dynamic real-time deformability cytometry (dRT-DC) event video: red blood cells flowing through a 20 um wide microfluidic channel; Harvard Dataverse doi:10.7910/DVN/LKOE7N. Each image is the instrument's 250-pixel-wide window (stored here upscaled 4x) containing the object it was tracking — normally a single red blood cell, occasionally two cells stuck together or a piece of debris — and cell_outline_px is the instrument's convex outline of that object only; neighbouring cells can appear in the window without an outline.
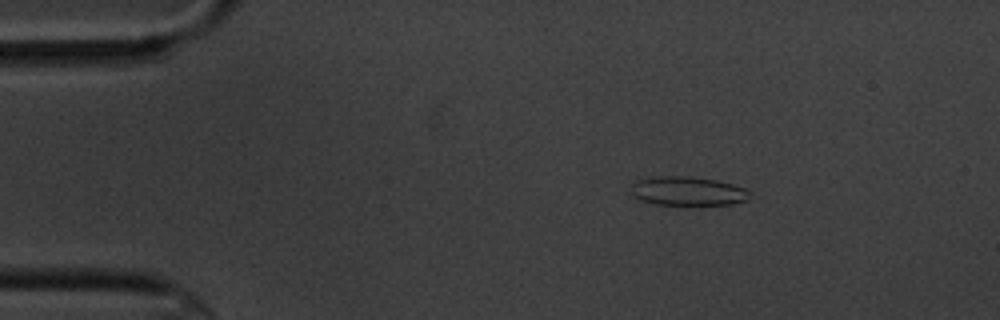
{"species": "common noctule bat (a hibernating species)", "species_latin": "Nyctalus noctula", "temperature_condition": "cold", "stored_images_in_passage": 56, "camera_frame_rate_fps": 3000, "um_per_image_px": 0.085, "animal": {"sex": "male", "body_mass_g": 20.1, "forearm_length_mm": 53.5}, "frame": {"image": 1, "passage_image": 8, "time_ms": 2.333, "image_size_px": [1000, 320], "cell_outline_px": [[752, 192], [748, 200], [732, 204], [656, 204], [640, 200], [632, 192], [632, 184], [636, 180], [656, 176], [688, 176], [716, 180], [732, 184], [744, 188]], "centroid_in_image_um": [58.49, 16.23], "position_along_channel_um": 26.5, "area_um2": 19.88}}
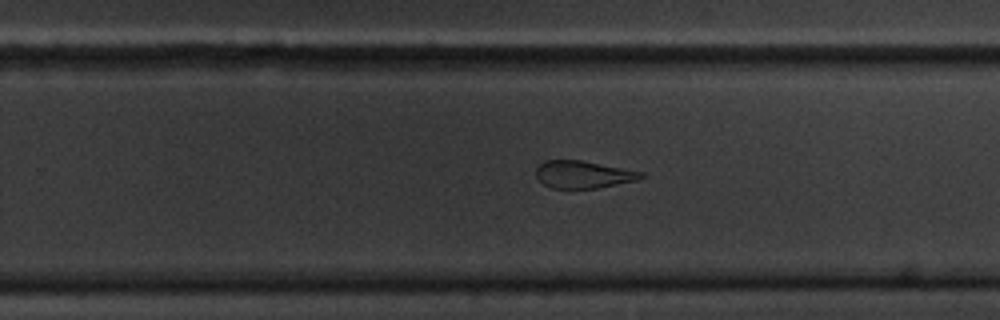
{"frame": {"image": 2, "passage_image": 35, "time_ms": 11.333, "image_size_px": [1000, 320], "cell_outline_px": [[648, 176], [636, 180], [596, 188], [552, 188], [544, 184], [536, 176], [536, 168], [544, 160], [580, 160], [644, 172]], "centroid_in_image_um": [49.58, 14.82], "position_along_channel_um": 280.2, "area_um2": 16.65}}
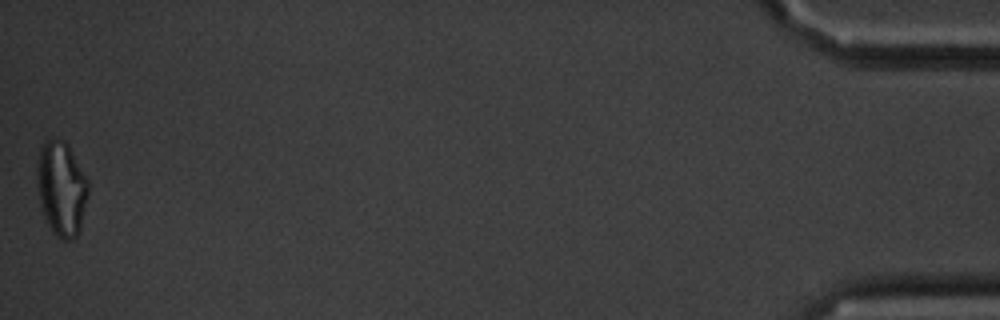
{"frame": {"image": 3, "passage_image": 56, "time_ms": 18.333, "image_size_px": [1000, 320], "cell_outline_px": [[88, 196], [80, 232], [72, 240], [64, 240], [56, 236], [52, 232], [40, 208], [36, 180], [36, 164], [40, 148], [48, 140], [64, 140], [68, 144], [88, 180]], "centroid_in_image_um": [5.22, 16.06], "position_along_channel_um": 430.0, "area_um2": 28.55}, "authors_computed_cell_mechanics": {"area_um2": 19.6809, "velocity_mm_per_s": 3.4863, "shape_relaxation_time_tau1_ms": null, "shape_relaxation_time_tau2_ms": 3.4717, "deformation_change_tau1": null, "deformation_change_tau2": 0.1251}}